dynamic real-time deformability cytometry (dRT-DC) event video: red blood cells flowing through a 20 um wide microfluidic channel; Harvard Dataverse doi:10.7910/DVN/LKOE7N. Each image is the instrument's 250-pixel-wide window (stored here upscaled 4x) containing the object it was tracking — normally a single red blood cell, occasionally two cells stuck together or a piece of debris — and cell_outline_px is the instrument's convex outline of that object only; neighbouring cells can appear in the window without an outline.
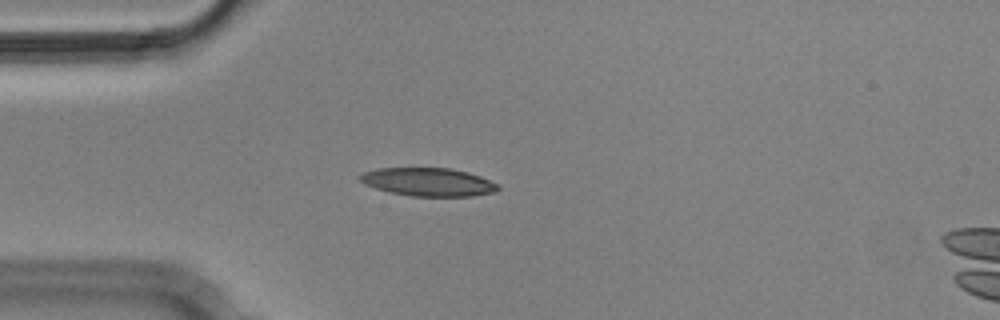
{"species": "Egyptian fruit bat (a non-hibernating species)", "species_latin": "Rousettus aegyptiacus", "temperature_condition": "cold", "stored_images_in_passage": 2, "camera_frame_rate_fps": 3000, "um_per_image_px": 0.085, "animal": {"sex": "male"}, "frame": {"image": 1, "passage_image": 2, "time_ms": 0.333, "image_size_px": [1000, 320], "cell_outline_px": [[500, 188], [496, 192], [472, 196], [412, 196], [392, 192], [376, 188], [364, 184], [360, 180], [360, 176], [364, 172], [376, 168], [448, 168], [468, 172], [480, 176], [496, 184]], "centroid_in_image_um": [36.41, 15.47], "position_along_channel_um": 48.6, "area_um2": 22.48}}